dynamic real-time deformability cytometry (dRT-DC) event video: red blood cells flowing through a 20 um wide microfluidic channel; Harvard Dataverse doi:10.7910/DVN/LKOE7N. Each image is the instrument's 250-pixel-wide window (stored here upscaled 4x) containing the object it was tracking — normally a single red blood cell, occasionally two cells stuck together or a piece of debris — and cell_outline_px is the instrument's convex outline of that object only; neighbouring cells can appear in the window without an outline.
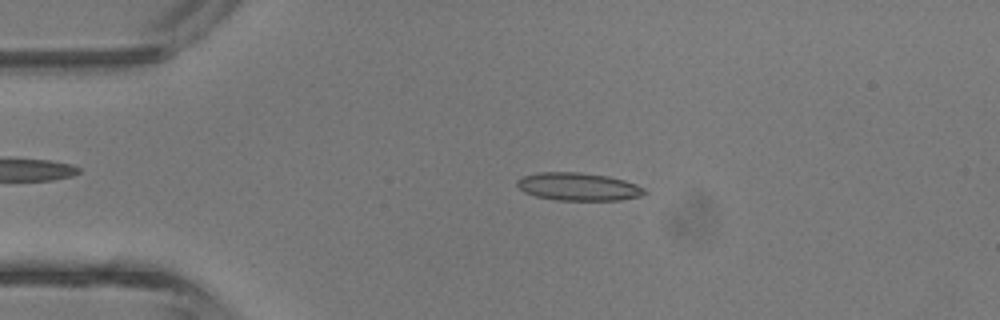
{"species": "common noctule bat (a hibernating species)", "species_latin": "Nyctalus noctula", "temperature_condition": "room temperature", "stored_images_in_passage": 42, "camera_frame_rate_fps": 3000, "um_per_image_px": 0.085, "animal": {"sex": "male", "body_mass_g": 13.3}, "frame": {"image": 1, "passage_image": 8, "time_ms": 2.333, "image_size_px": [1000, 320], "cell_outline_px": [[648, 192], [640, 196], [620, 200], [556, 200], [536, 196], [524, 192], [516, 184], [516, 180], [524, 176], [540, 172], [580, 172], [608, 176], [624, 180], [636, 184], [644, 188]], "centroid_in_image_um": [49.17, 15.86], "position_along_channel_um": 35.8, "area_um2": 20.69}}
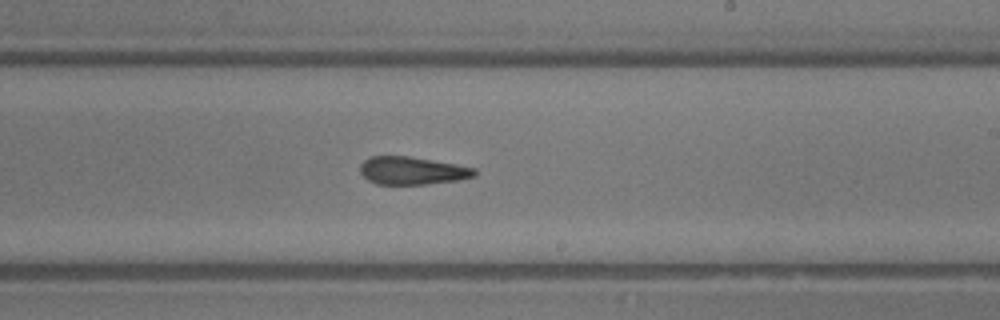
{"frame": {"image": 2, "passage_image": 24, "time_ms": 7.667, "image_size_px": [1000, 320], "cell_outline_px": [[476, 176], [460, 180], [428, 184], [376, 184], [368, 180], [360, 172], [360, 164], [364, 160], [372, 156], [408, 156], [456, 164], [476, 168]], "centroid_in_image_um": [35.05, 14.51], "position_along_channel_um": 253.9, "area_um2": 18.61}}
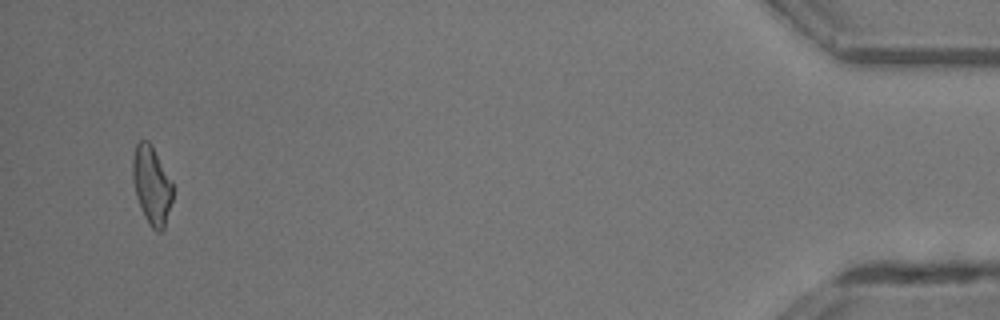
{"frame": {"image": 3, "passage_image": 40, "time_ms": 13.0, "image_size_px": [1000, 320], "cell_outline_px": [[172, 200], [164, 228], [160, 232], [156, 232], [148, 224], [144, 216], [136, 196], [132, 180], [132, 160], [136, 144], [140, 140], [148, 140], [152, 144], [172, 180]], "centroid_in_image_um": [12.89, 15.72], "position_along_channel_um": 422.3, "area_um2": 18.5}, "authors_computed_cell_mechanics": {"area_um2": 19.2185, "velocity_mm_per_s": 4.7618, "shape_relaxation_time_tau1_ms": null, "shape_relaxation_time_tau2_ms": 2.1027, "deformation_change_tau1": null, "deformation_change_tau2": 0.1246}}